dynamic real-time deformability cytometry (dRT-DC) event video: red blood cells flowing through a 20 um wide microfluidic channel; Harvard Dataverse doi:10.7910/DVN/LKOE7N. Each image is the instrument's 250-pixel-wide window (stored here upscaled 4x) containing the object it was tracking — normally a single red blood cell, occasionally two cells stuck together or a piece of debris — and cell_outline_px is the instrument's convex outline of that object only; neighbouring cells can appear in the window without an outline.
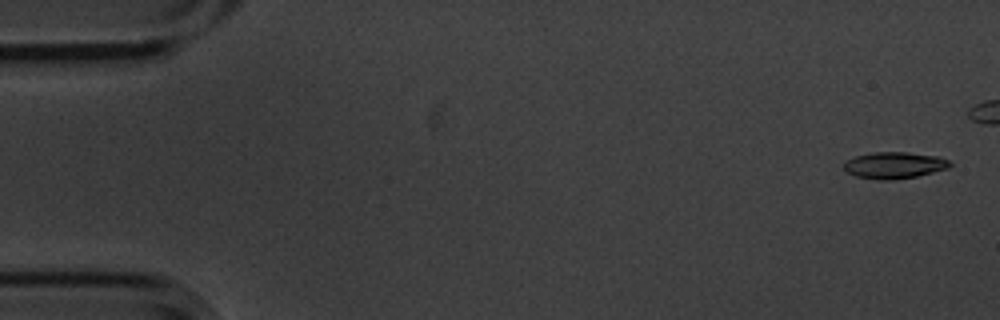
{"species": "common noctule bat (a hibernating species)", "species_latin": "Nyctalus noctula", "temperature_condition": "cold", "stored_images_in_passage": 6, "camera_frame_rate_fps": 3000, "um_per_image_px": 0.085, "animal": {"sex": "male", "body_mass_g": 20.1, "forearm_length_mm": 53.5}, "frame": {"image": 1, "passage_image": 1, "time_ms": 0.0, "image_size_px": [1000, 320], "cell_outline_px": [[952, 164], [948, 168], [916, 176], [892, 180], [876, 180], [856, 176], [848, 172], [844, 168], [844, 160], [856, 156], [872, 152], [904, 152], [940, 156], [948, 160]], "centroid_in_image_um": [76.0, 14.04], "position_along_channel_um": 9.0, "area_um2": 16.42}}
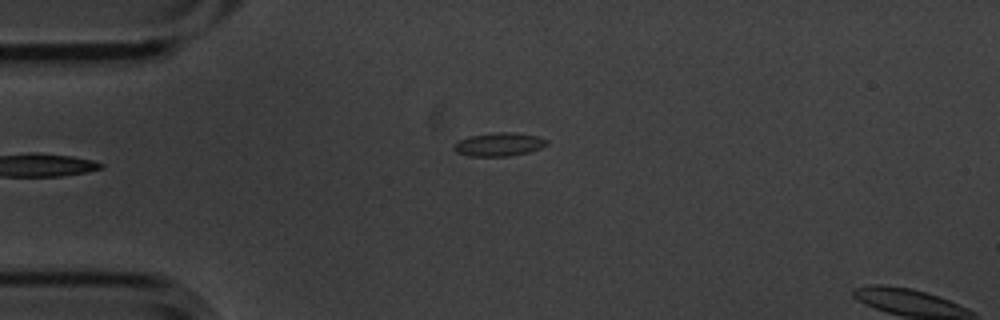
{"frame": {"image": 2, "passage_image": 6, "time_ms": 1.667, "image_size_px": [1000, 320], "cell_outline_px": [[548, 144], [540, 148], [528, 152], [508, 156], [468, 156], [456, 152], [452, 148], [452, 144], [460, 140], [472, 136], [492, 132], [512, 132], [536, 136], [548, 140]], "centroid_in_image_um": [42.39, 12.27], "position_along_channel_um": 42.6, "area_um2": 12.66}}